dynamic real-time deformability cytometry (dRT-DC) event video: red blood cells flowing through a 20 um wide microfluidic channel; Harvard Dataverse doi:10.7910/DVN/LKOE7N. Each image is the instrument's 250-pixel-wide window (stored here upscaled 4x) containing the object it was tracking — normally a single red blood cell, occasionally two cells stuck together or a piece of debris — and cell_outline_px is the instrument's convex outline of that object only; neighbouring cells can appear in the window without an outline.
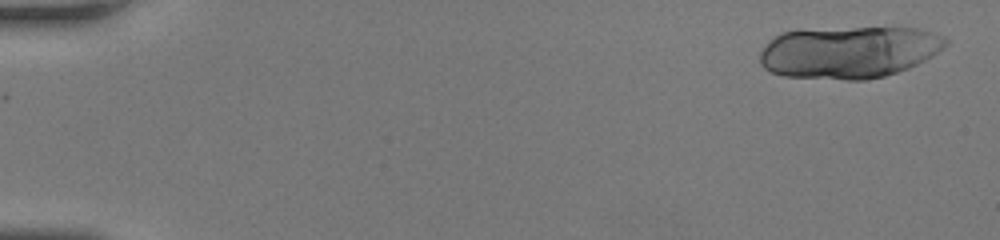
{"species": "human", "species_latin": "Homo sapiens", "temperature_condition": "room temperature", "stored_images_in_passage": 18, "camera_frame_rate_fps": 3000, "um_per_image_px": 0.085, "donor": {"sex": "female"}, "frame": {"image": 1, "passage_image": 1, "time_ms": 0.0, "image_size_px": [1000, 240], "cell_outline_px": [[948, 44], [932, 56], [908, 68], [884, 76], [864, 80], [848, 80], [784, 76], [772, 72], [764, 68], [760, 64], [760, 52], [780, 32], [852, 28], [920, 28], [944, 36], [948, 40]], "centroid_in_image_um": [72.19, 4.44], "position_along_channel_um": 12.8, "area_um2": 55.89}}